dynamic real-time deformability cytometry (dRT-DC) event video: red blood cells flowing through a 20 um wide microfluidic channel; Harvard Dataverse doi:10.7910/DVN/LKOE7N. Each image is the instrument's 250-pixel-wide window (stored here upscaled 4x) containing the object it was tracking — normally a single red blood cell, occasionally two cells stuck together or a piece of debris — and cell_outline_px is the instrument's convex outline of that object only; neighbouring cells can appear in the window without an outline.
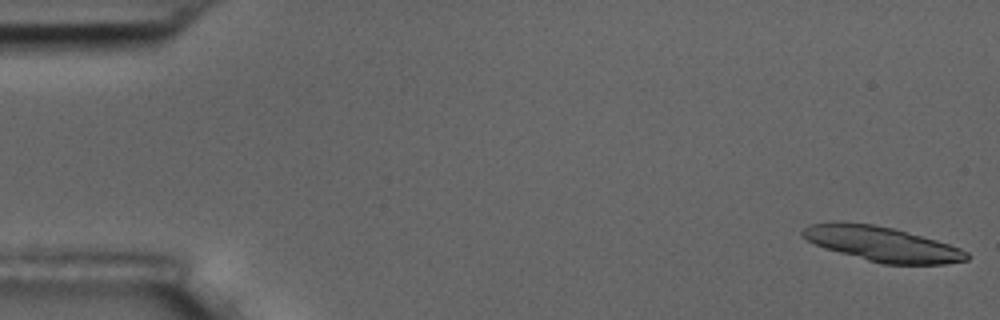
{"species": "common noctule bat (a hibernating species)", "species_latin": "Nyctalus noctula", "temperature_condition": "room temperature", "stored_images_in_passage": 56, "camera_frame_rate_fps": 3000, "um_per_image_px": 0.085, "animal": {"sex": "male", "body_mass_g": 17.5, "forearm_length_mm": 52.3}, "frame": {"image": 1, "passage_image": 1, "time_ms": 0.0, "image_size_px": [1000, 320], "cell_outline_px": [[968, 260], [944, 264], [880, 264], [824, 248], [800, 236], [800, 232], [808, 224], [832, 220], [840, 220], [872, 224], [892, 228], [936, 240], [960, 248], [968, 252]], "centroid_in_image_um": [74.89, 20.72], "position_along_channel_um": 10.1, "area_um2": 33.52}}
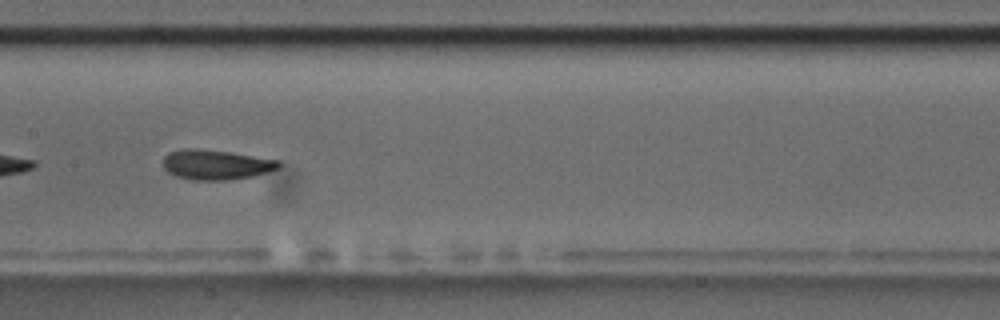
{"frame": {"image": 2, "passage_image": 28, "time_ms": 9.0, "image_size_px": [1000, 320], "cell_outline_px": [[280, 168], [268, 172], [252, 176], [228, 180], [192, 180], [176, 176], [168, 172], [164, 168], [164, 156], [168, 152], [184, 148], [196, 148], [228, 152], [280, 160]], "centroid_in_image_um": [18.35, 13.99], "position_along_channel_um": 189.0, "area_um2": 20.17}}
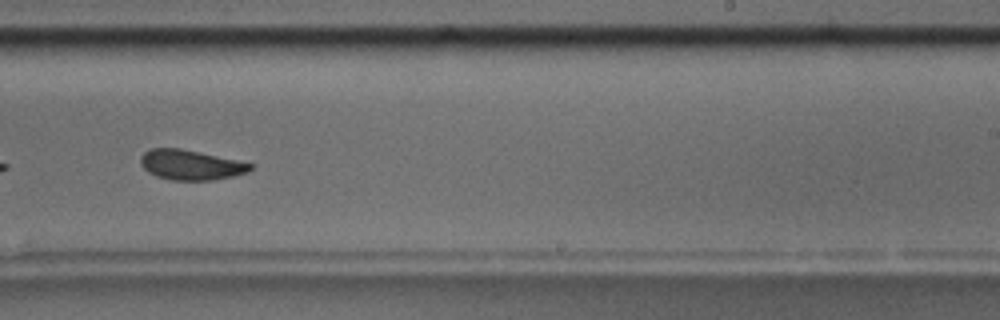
{"frame": {"image": 3, "passage_image": 35, "time_ms": 11.333, "image_size_px": [1000, 320], "cell_outline_px": [[252, 168], [248, 172], [232, 176], [212, 180], [172, 180], [156, 176], [148, 172], [140, 164], [140, 156], [144, 152], [152, 148], [180, 148], [200, 152], [236, 160], [252, 164]], "centroid_in_image_um": [16.17, 14.01], "position_along_channel_um": 272.8, "area_um2": 19.07}, "authors_computed_cell_mechanics": {"area_um2": 20.3745, "velocity_mm_per_s": 3.6016, "shape_relaxation_time_tau1_ms": 4.4939, "shape_relaxation_time_tau2_ms": 1.4744, "deformation_change_tau1": 0.1286, "deformation_change_tau2": 0.0756}}